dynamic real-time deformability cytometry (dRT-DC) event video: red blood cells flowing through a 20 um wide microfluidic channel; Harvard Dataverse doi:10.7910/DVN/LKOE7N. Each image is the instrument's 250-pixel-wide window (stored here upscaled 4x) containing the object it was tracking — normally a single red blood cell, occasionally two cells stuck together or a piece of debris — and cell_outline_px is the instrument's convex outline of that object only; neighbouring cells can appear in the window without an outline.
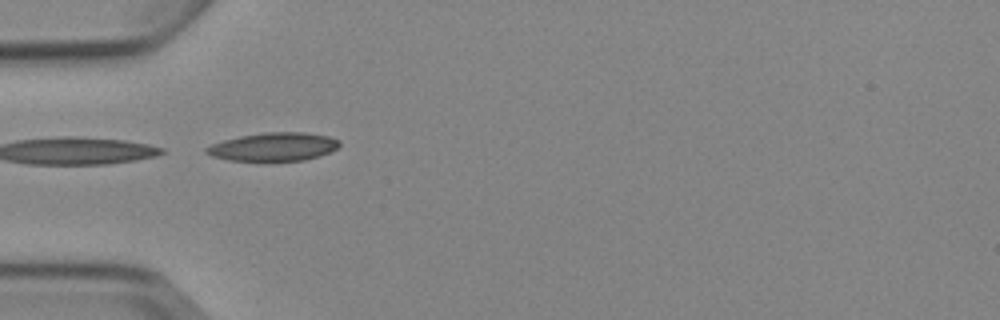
{"species": "Egyptian fruit bat (a non-hibernating species)", "species_latin": "Rousettus aegyptiacus", "temperature_condition": "cold", "stored_images_in_passage": 9, "camera_frame_rate_fps": 3000, "um_per_image_px": 0.085, "animal": {"sex": "female"}, "frame": {"image": 1, "passage_image": 4, "time_ms": 3.333, "image_size_px": [1000, 320], "cell_outline_px": [[340, 144], [336, 148], [320, 156], [304, 160], [228, 160], [212, 156], [204, 152], [204, 148], [212, 144], [224, 140], [240, 136], [264, 132], [304, 132], [328, 136], [340, 140]], "centroid_in_image_um": [23.24, 12.46], "position_along_channel_um": 61.8, "area_um2": 21.79}}
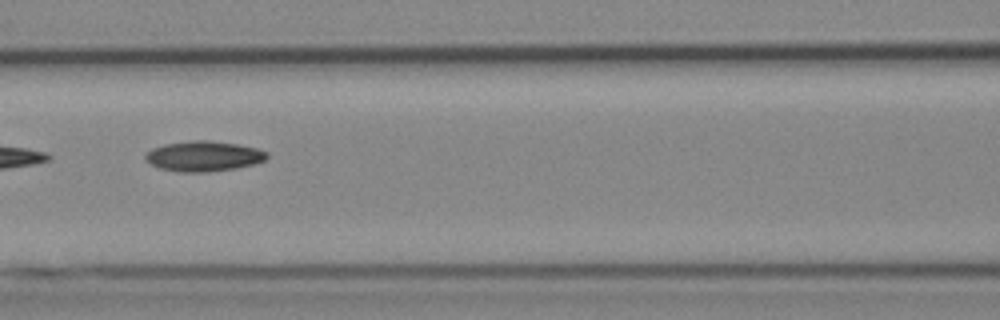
{"frame": {"image": 2, "passage_image": 6, "time_ms": 5.667, "image_size_px": [1000, 320], "cell_outline_px": [[268, 156], [264, 160], [256, 164], [236, 168], [208, 172], [180, 172], [160, 168], [152, 164], [144, 156], [152, 148], [164, 144], [192, 140], [208, 140], [236, 144], [256, 148], [268, 152]], "centroid_in_image_um": [17.33, 13.27], "position_along_channel_um": 149.3, "area_um2": 21.33}}
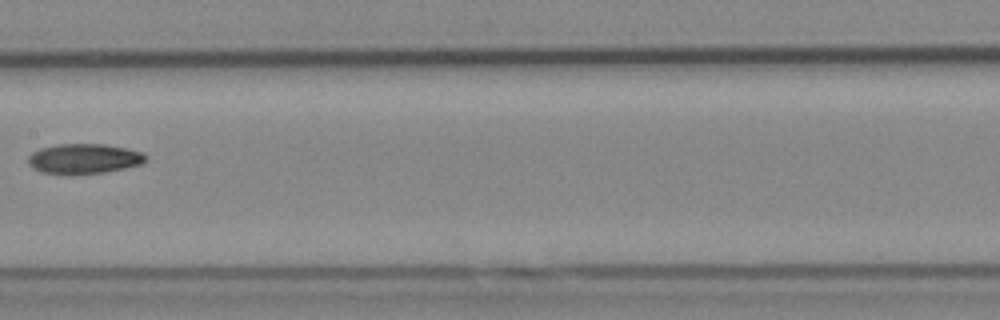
{"frame": {"image": 3, "passage_image": 7, "time_ms": 7.0, "image_size_px": [1000, 320], "cell_outline_px": [[148, 160], [140, 164], [124, 168], [104, 172], [40, 172], [32, 168], [28, 164], [28, 156], [32, 152], [40, 148], [56, 144], [104, 144], [144, 152], [148, 156]], "centroid_in_image_um": [7.15, 13.45], "position_along_channel_um": 200.2, "area_um2": 20.11}}